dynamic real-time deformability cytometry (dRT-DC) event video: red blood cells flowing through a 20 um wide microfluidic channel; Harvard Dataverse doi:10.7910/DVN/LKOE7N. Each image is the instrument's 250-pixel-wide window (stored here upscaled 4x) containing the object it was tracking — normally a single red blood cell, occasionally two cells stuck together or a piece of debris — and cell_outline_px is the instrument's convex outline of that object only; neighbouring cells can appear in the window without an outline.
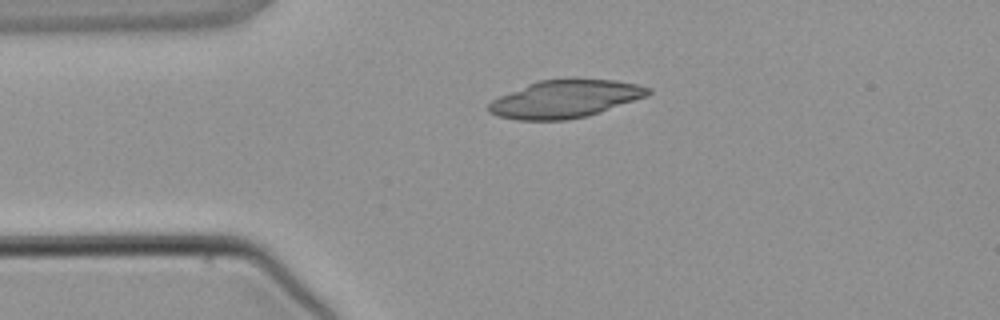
{"species": "common noctule bat (a hibernating species)", "species_latin": "Nyctalus noctula", "temperature_condition": "warm", "stored_images_in_passage": 3, "camera_frame_rate_fps": 3000, "um_per_image_px": 0.085, "animal": {"sex": "male", "body_mass_g": 21.5, "forearm_length_mm": 52.0}, "frame": {"image": 1, "passage_image": 2, "time_ms": 1.333, "image_size_px": [1000, 320], "cell_outline_px": [[652, 92], [648, 96], [588, 116], [564, 120], [516, 120], [496, 116], [488, 112], [488, 104], [492, 100], [500, 96], [528, 84], [540, 80], [616, 80], [636, 84], [652, 88]], "centroid_in_image_um": [48.04, 8.43], "position_along_channel_um": 37.0, "area_um2": 34.74}}